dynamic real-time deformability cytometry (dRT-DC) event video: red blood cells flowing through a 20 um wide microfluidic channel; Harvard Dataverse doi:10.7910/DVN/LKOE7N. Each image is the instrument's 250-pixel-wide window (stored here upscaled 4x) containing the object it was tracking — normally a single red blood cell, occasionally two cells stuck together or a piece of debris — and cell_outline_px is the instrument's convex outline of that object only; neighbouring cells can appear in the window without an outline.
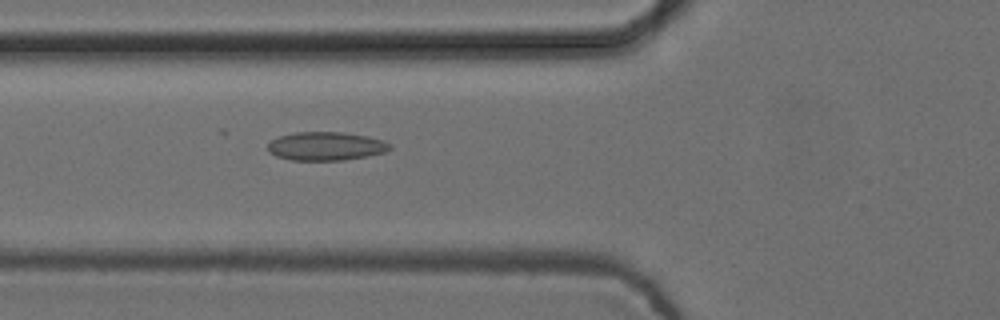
{"species": "common noctule bat (a hibernating species)", "species_latin": "Nyctalus noctula", "temperature_condition": "cold", "stored_images_in_passage": 53, "camera_frame_rate_fps": 3000, "um_per_image_px": 0.085, "animal": {"sex": "female", "body_mass_g": 24.6, "forearm_length_mm": 56.2}, "frame": {"image": 1, "passage_image": 18, "time_ms": 5.667, "image_size_px": [1000, 320], "cell_outline_px": [[392, 148], [384, 152], [344, 160], [292, 160], [276, 156], [268, 152], [268, 144], [272, 140], [280, 136], [296, 132], [344, 132], [368, 136], [384, 140]], "centroid_in_image_um": [27.69, 12.42], "position_along_channel_um": 98.1, "area_um2": 20.17}}
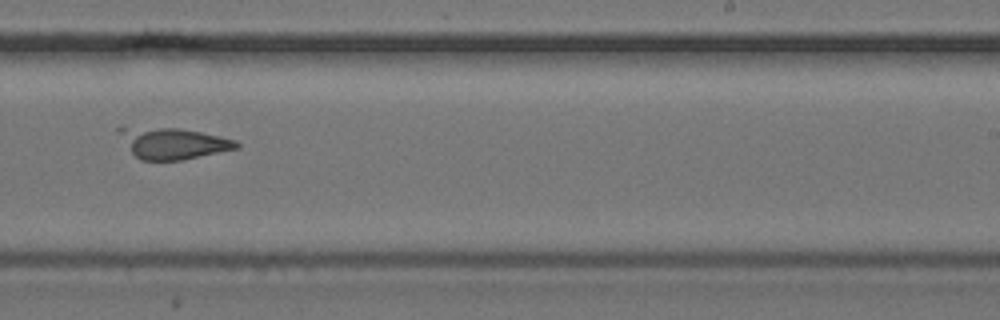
{"frame": {"image": 2, "passage_image": 32, "time_ms": 10.333, "image_size_px": [1000, 320], "cell_outline_px": [[240, 148], [180, 160], [140, 160], [132, 152], [116, 128], [120, 124], [180, 128], [220, 136], [236, 140], [240, 144]], "centroid_in_image_um": [14.65, 12.12], "position_along_channel_um": 274.4, "area_um2": 21.73}}
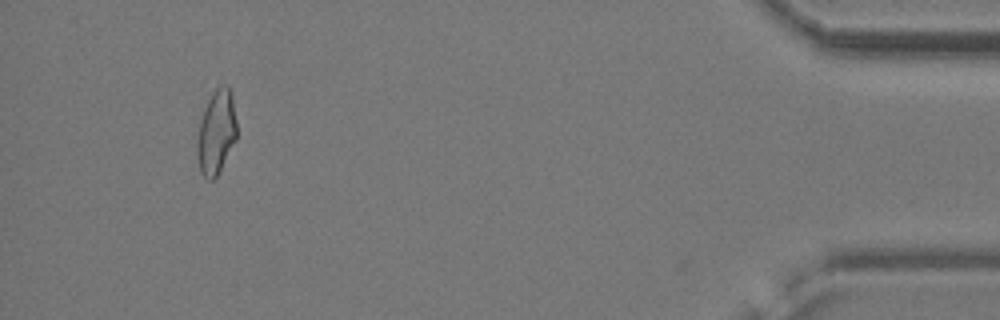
{"frame": {"image": 3, "passage_image": 49, "time_ms": 16.0, "image_size_px": [1000, 320], "cell_outline_px": [[236, 140], [216, 176], [212, 180], [208, 180], [200, 172], [196, 152], [196, 144], [200, 120], [204, 108], [216, 84], [228, 84], [232, 92], [236, 120]], "centroid_in_image_um": [18.38, 11.17], "position_along_channel_um": 416.8, "area_um2": 19.71}, "authors_computed_cell_mechanics": {"area_um2": 20.6924, "velocity_mm_per_s": 3.7593, "shape_relaxation_time_tau1_ms": null, "shape_relaxation_time_tau2_ms": 4.752, "deformation_change_tau1": null, "deformation_change_tau2": 0.1758}}